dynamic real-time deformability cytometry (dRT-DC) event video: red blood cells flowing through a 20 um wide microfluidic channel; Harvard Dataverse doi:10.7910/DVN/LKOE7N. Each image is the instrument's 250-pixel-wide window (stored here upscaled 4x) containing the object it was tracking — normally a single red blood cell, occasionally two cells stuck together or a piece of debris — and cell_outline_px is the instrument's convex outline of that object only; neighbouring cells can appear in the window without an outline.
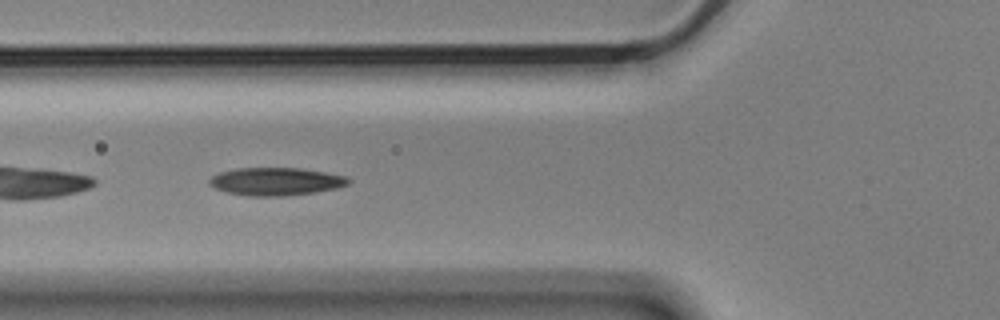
{"species": "Egyptian fruit bat (a non-hibernating species)", "species_latin": "Rousettus aegyptiacus", "temperature_condition": "cold", "stored_images_in_passage": 9, "camera_frame_rate_fps": 3000, "um_per_image_px": 0.085, "animal": {"sex": "male"}, "frame": {"image": 1, "passage_image": 6, "time_ms": 1.667, "image_size_px": [1000, 320], "cell_outline_px": [[352, 180], [348, 184], [336, 188], [316, 192], [284, 196], [248, 196], [228, 192], [216, 188], [208, 184], [208, 180], [212, 176], [220, 172], [236, 168], [300, 168], [348, 176]], "centroid_in_image_um": [23.46, 15.42], "position_along_channel_um": 102.3, "area_um2": 22.6}}
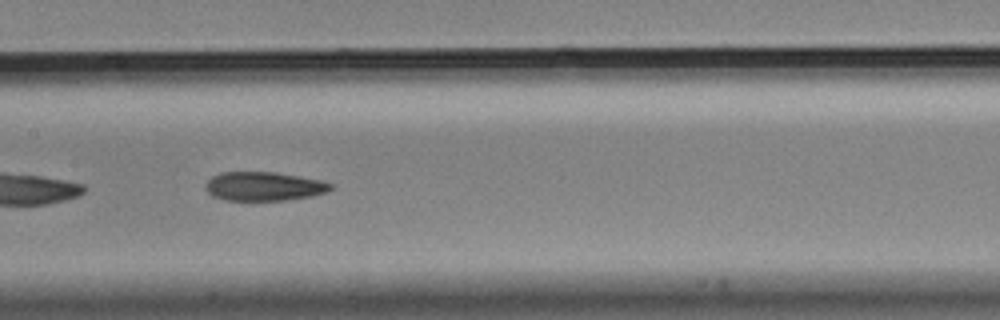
{"frame": {"image": 2, "passage_image": 8, "time_ms": 2.333, "image_size_px": [1000, 320], "cell_outline_px": [[332, 188], [324, 192], [312, 196], [284, 200], [224, 200], [212, 196], [204, 188], [204, 184], [212, 176], [220, 172], [276, 172], [300, 176], [320, 180], [332, 184]], "centroid_in_image_um": [22.38, 15.83], "position_along_channel_um": 185.0, "area_um2": 21.1}}
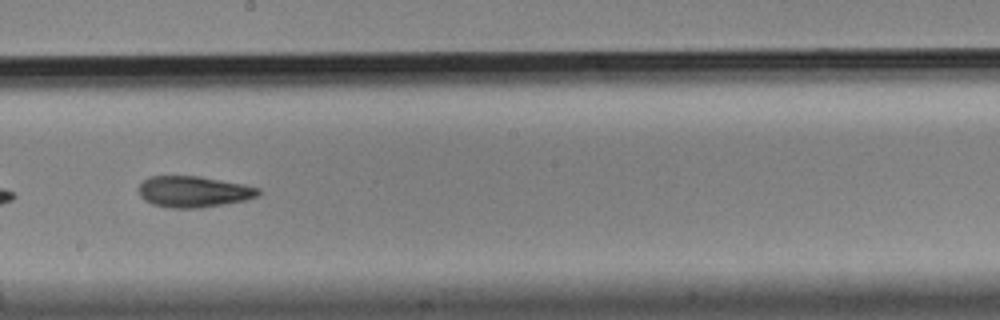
{"frame": {"image": 3, "passage_image": 9, "time_ms": 2.667, "image_size_px": [1000, 320], "cell_outline_px": [[260, 192], [256, 196], [244, 200], [224, 204], [200, 208], [168, 208], [152, 204], [144, 200], [140, 196], [140, 184], [144, 180], [152, 176], [200, 176], [244, 184], [260, 188]], "centroid_in_image_um": [16.45, 16.29], "position_along_channel_um": 231.7, "area_um2": 21.68}}